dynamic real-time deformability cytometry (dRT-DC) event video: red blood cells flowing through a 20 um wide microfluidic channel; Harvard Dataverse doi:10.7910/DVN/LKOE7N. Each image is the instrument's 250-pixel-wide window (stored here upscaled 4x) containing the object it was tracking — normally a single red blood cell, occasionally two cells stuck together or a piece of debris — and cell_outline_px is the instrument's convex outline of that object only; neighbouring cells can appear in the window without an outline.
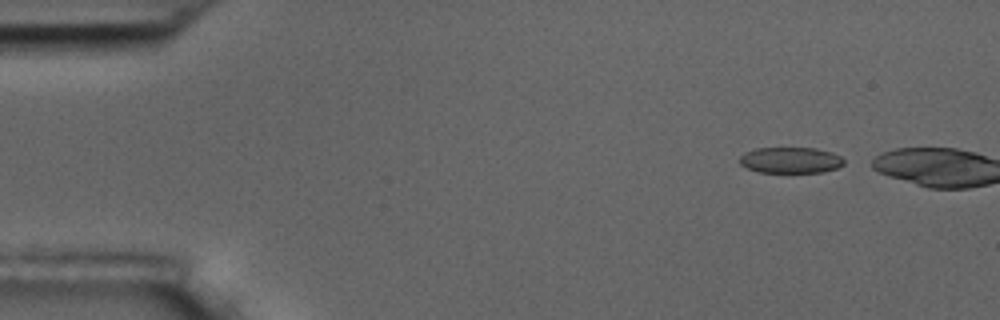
{"species": "common noctule bat (a hibernating species)", "species_latin": "Nyctalus noctula", "temperature_condition": "room temperature", "stored_images_in_passage": 2, "camera_frame_rate_fps": 3000, "um_per_image_px": 0.085, "animal": {"sex": "male", "body_mass_g": 17.5, "forearm_length_mm": 52.3}, "frame": {"image": 1, "passage_image": 1, "time_ms": 0.0, "image_size_px": [1000, 320], "cell_outline_px": [[844, 164], [836, 168], [824, 172], [760, 172], [748, 168], [740, 164], [740, 156], [744, 152], [756, 148], [816, 148], [832, 152], [840, 156], [844, 160]], "centroid_in_image_um": [67.2, 13.61], "position_along_channel_um": 17.8, "area_um2": 15.78}}